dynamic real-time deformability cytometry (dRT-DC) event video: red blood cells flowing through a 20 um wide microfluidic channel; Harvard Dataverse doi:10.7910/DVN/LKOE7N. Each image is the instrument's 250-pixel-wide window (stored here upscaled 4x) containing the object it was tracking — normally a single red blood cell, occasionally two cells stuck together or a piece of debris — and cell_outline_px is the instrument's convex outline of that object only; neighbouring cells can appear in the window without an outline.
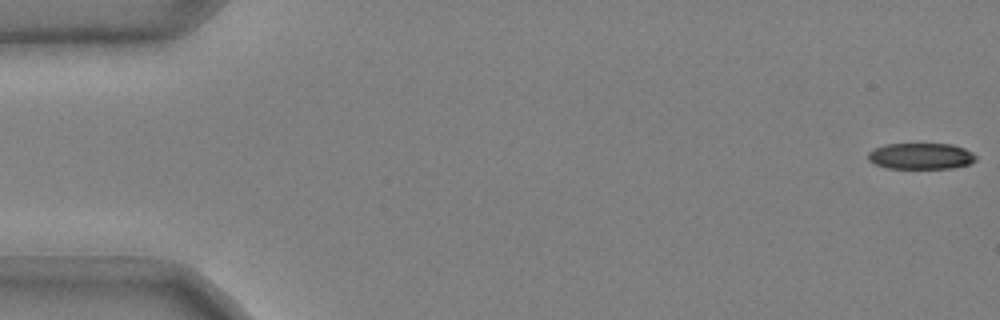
{"species": "common noctule bat (a hibernating species)", "species_latin": "Nyctalus noctula", "temperature_condition": "cold", "stored_images_in_passage": 51, "camera_frame_rate_fps": 3000, "um_per_image_px": 0.085, "animal": {"sex": "male", "body_mass_g": 20.4}, "frame": {"image": 1, "passage_image": 1, "time_ms": 0.0, "image_size_px": [1000, 320], "cell_outline_px": [[976, 160], [968, 164], [952, 168], [888, 168], [876, 164], [868, 160], [868, 152], [884, 144], [952, 144], [964, 148], [972, 152], [976, 156]], "centroid_in_image_um": [78.28, 13.26], "position_along_channel_um": 6.7, "area_um2": 16.36}}
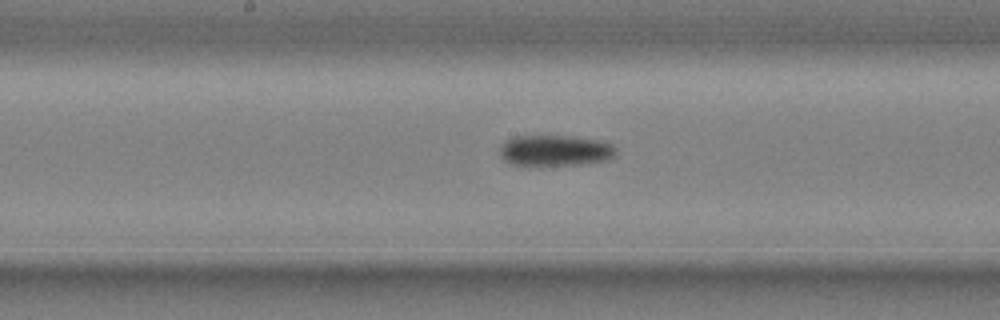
{"frame": {"image": 2, "passage_image": 28, "time_ms": 9.0, "image_size_px": [1000, 320], "cell_outline_px": [[616, 156], [608, 160], [580, 164], [512, 164], [504, 160], [500, 156], [500, 144], [504, 140], [512, 136], [572, 136], [600, 140], [612, 144], [616, 148]], "centroid_in_image_um": [47.19, 12.77], "position_along_channel_um": 201.0, "area_um2": 20.92}}
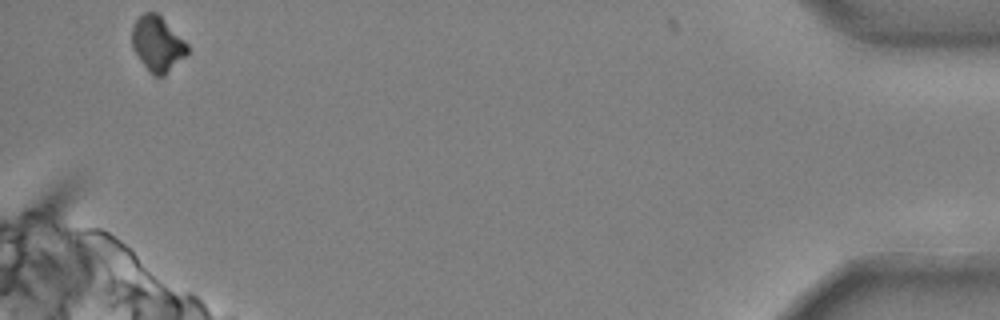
{"frame": {"image": 3, "passage_image": 51, "time_ms": 16.667, "image_size_px": [1000, 320], "cell_outline_px": [[188, 56], [164, 76], [152, 76], [140, 60], [132, 48], [132, 24], [144, 12], [156, 12], [188, 44]], "centroid_in_image_um": [13.39, 3.76], "position_along_channel_um": 421.8, "area_um2": 17.98}}